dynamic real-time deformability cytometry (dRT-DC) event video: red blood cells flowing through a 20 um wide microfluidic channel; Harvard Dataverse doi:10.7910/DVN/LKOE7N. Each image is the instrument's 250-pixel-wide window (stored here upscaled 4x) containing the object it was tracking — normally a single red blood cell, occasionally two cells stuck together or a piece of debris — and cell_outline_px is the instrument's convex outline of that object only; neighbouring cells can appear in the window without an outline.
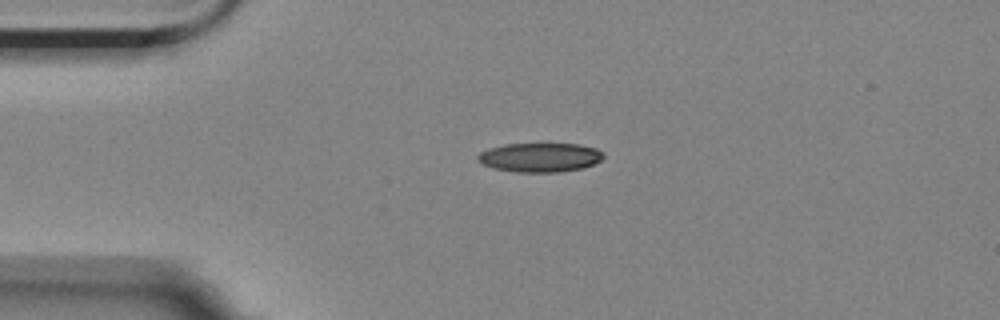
{"species": "Egyptian fruit bat (a non-hibernating species)", "species_latin": "Rousettus aegyptiacus", "temperature_condition": "room temperature", "stored_images_in_passage": 3, "camera_frame_rate_fps": 3000, "um_per_image_px": 0.085, "animal": {"sex": "female"}, "frame": {"image": 1, "passage_image": 2, "time_ms": 2.0, "image_size_px": [1000, 320], "cell_outline_px": [[604, 156], [600, 160], [584, 168], [560, 172], [516, 172], [492, 168], [480, 164], [476, 160], [476, 156], [480, 152], [488, 148], [504, 144], [580, 144], [596, 148], [604, 152]], "centroid_in_image_um": [45.86, 13.38], "position_along_channel_um": 39.1, "area_um2": 21.62}}